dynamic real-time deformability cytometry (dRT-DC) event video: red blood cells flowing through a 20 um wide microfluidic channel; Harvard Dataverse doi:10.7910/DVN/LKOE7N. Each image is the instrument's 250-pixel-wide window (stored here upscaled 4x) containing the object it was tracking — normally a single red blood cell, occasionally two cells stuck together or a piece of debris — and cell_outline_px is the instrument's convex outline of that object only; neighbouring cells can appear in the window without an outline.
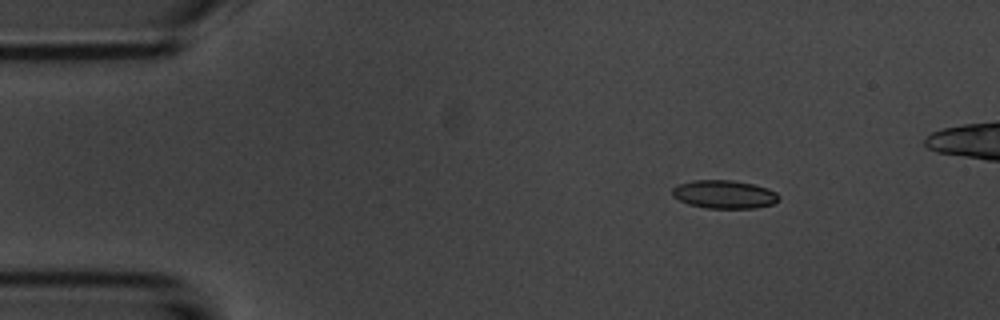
{"species": "common noctule bat (a hibernating species)", "species_latin": "Nyctalus noctula", "temperature_condition": "room temperature", "stored_images_in_passage": 44, "camera_frame_rate_fps": 3000, "um_per_image_px": 0.085, "animal": {"sex": "male", "body_mass_g": 20.1, "forearm_length_mm": 53.5}, "frame": {"image": 1, "passage_image": 1, "time_ms": 0.0, "image_size_px": [1000, 320], "cell_outline_px": [[780, 200], [772, 204], [756, 208], [708, 208], [688, 204], [672, 196], [672, 188], [680, 184], [692, 180], [732, 180], [752, 184], [768, 188], [776, 192], [780, 196]], "centroid_in_image_um": [61.58, 16.52], "position_along_channel_um": 23.4, "area_um2": 17.57}}
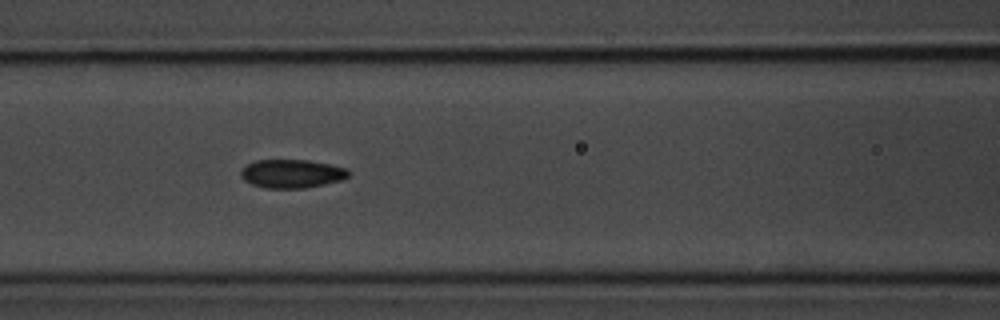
{"frame": {"image": 2, "passage_image": 16, "time_ms": 5.0, "image_size_px": [1000, 320], "cell_outline_px": [[352, 172], [344, 180], [304, 188], [264, 188], [252, 184], [244, 180], [240, 176], [240, 172], [248, 164], [256, 160], [308, 160], [332, 164], [348, 168]], "centroid_in_image_um": [24.86, 14.76], "position_along_channel_um": 141.7, "area_um2": 18.09}}
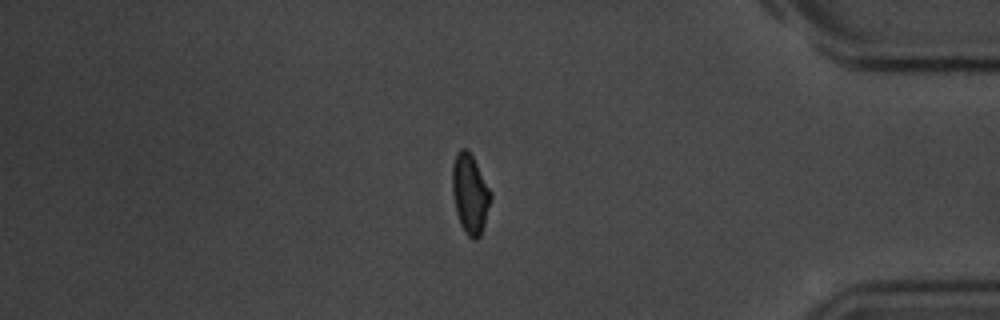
{"frame": {"image": 3, "passage_image": 39, "time_ms": 12.667, "image_size_px": [1000, 320], "cell_outline_px": [[492, 196], [484, 224], [480, 236], [476, 240], [472, 240], [464, 232], [460, 224], [456, 212], [452, 192], [452, 164], [456, 152], [460, 148], [468, 148], [492, 192]], "centroid_in_image_um": [39.94, 16.46], "position_along_channel_um": 395.3, "area_um2": 18.03}, "authors_computed_cell_mechanics": {"area_um2": 17.629, "velocity_mm_per_s": 3.7121, "shape_relaxation_time_tau1_ms": 2.6988, "shape_relaxation_time_tau2_ms": 1.5471, "deformation_change_tau1": 0.1204, "deformation_change_tau2": 0.0712}}